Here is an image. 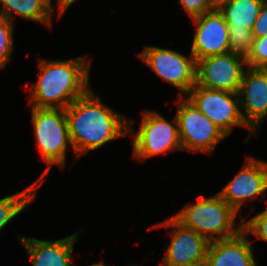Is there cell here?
<instances>
[{
  "instance_id": "9a60e30c",
  "label": "cell",
  "mask_w": 267,
  "mask_h": 266,
  "mask_svg": "<svg viewBox=\"0 0 267 266\" xmlns=\"http://www.w3.org/2000/svg\"><path fill=\"white\" fill-rule=\"evenodd\" d=\"M247 236L242 230L232 238L210 242L204 266H257Z\"/></svg>"
},
{
  "instance_id": "7a4b0ae2",
  "label": "cell",
  "mask_w": 267,
  "mask_h": 266,
  "mask_svg": "<svg viewBox=\"0 0 267 266\" xmlns=\"http://www.w3.org/2000/svg\"><path fill=\"white\" fill-rule=\"evenodd\" d=\"M77 57L69 60L40 59L39 75L30 85V106L35 108L66 109L90 89L91 60Z\"/></svg>"
},
{
  "instance_id": "d6986e66",
  "label": "cell",
  "mask_w": 267,
  "mask_h": 266,
  "mask_svg": "<svg viewBox=\"0 0 267 266\" xmlns=\"http://www.w3.org/2000/svg\"><path fill=\"white\" fill-rule=\"evenodd\" d=\"M230 52L246 57L253 43V32L250 29L228 26Z\"/></svg>"
},
{
  "instance_id": "d4e9b609",
  "label": "cell",
  "mask_w": 267,
  "mask_h": 266,
  "mask_svg": "<svg viewBox=\"0 0 267 266\" xmlns=\"http://www.w3.org/2000/svg\"><path fill=\"white\" fill-rule=\"evenodd\" d=\"M58 7V18L60 19L63 13L67 10L69 6H71L76 0H56Z\"/></svg>"
},
{
  "instance_id": "6da1fadb",
  "label": "cell",
  "mask_w": 267,
  "mask_h": 266,
  "mask_svg": "<svg viewBox=\"0 0 267 266\" xmlns=\"http://www.w3.org/2000/svg\"><path fill=\"white\" fill-rule=\"evenodd\" d=\"M69 136L76 160L83 154L133 132V121L101 102L90 89L66 109Z\"/></svg>"
},
{
  "instance_id": "44dd1931",
  "label": "cell",
  "mask_w": 267,
  "mask_h": 266,
  "mask_svg": "<svg viewBox=\"0 0 267 266\" xmlns=\"http://www.w3.org/2000/svg\"><path fill=\"white\" fill-rule=\"evenodd\" d=\"M245 60L247 67L267 69V36L253 39L251 49Z\"/></svg>"
},
{
  "instance_id": "8fae6325",
  "label": "cell",
  "mask_w": 267,
  "mask_h": 266,
  "mask_svg": "<svg viewBox=\"0 0 267 266\" xmlns=\"http://www.w3.org/2000/svg\"><path fill=\"white\" fill-rule=\"evenodd\" d=\"M239 173L218 194L237 212L243 203L267 191V161L246 157Z\"/></svg>"
},
{
  "instance_id": "603a6c76",
  "label": "cell",
  "mask_w": 267,
  "mask_h": 266,
  "mask_svg": "<svg viewBox=\"0 0 267 266\" xmlns=\"http://www.w3.org/2000/svg\"><path fill=\"white\" fill-rule=\"evenodd\" d=\"M190 19L201 16L215 8L213 0H178Z\"/></svg>"
},
{
  "instance_id": "4316f807",
  "label": "cell",
  "mask_w": 267,
  "mask_h": 266,
  "mask_svg": "<svg viewBox=\"0 0 267 266\" xmlns=\"http://www.w3.org/2000/svg\"><path fill=\"white\" fill-rule=\"evenodd\" d=\"M89 266H107L106 264H104V262H97V263H93L92 265Z\"/></svg>"
},
{
  "instance_id": "277c9868",
  "label": "cell",
  "mask_w": 267,
  "mask_h": 266,
  "mask_svg": "<svg viewBox=\"0 0 267 266\" xmlns=\"http://www.w3.org/2000/svg\"><path fill=\"white\" fill-rule=\"evenodd\" d=\"M34 138L47 166L37 182L42 186L53 165L64 169L68 144L73 150L69 136L65 109L31 107Z\"/></svg>"
},
{
  "instance_id": "ba28073f",
  "label": "cell",
  "mask_w": 267,
  "mask_h": 266,
  "mask_svg": "<svg viewBox=\"0 0 267 266\" xmlns=\"http://www.w3.org/2000/svg\"><path fill=\"white\" fill-rule=\"evenodd\" d=\"M190 56V57H189ZM177 51L157 46H145L139 58L161 79L178 89V97L187 96L196 85L197 61Z\"/></svg>"
},
{
  "instance_id": "3957f363",
  "label": "cell",
  "mask_w": 267,
  "mask_h": 266,
  "mask_svg": "<svg viewBox=\"0 0 267 266\" xmlns=\"http://www.w3.org/2000/svg\"><path fill=\"white\" fill-rule=\"evenodd\" d=\"M197 199V202L191 206L187 204L173 215L184 227L201 234L210 242L232 238L243 230V217L235 227L238 214L218 193L213 197L200 196Z\"/></svg>"
},
{
  "instance_id": "484cf974",
  "label": "cell",
  "mask_w": 267,
  "mask_h": 266,
  "mask_svg": "<svg viewBox=\"0 0 267 266\" xmlns=\"http://www.w3.org/2000/svg\"><path fill=\"white\" fill-rule=\"evenodd\" d=\"M227 1H230V0H213V3H214L215 8H216L218 5H220L224 2H227Z\"/></svg>"
},
{
  "instance_id": "ffe728a7",
  "label": "cell",
  "mask_w": 267,
  "mask_h": 266,
  "mask_svg": "<svg viewBox=\"0 0 267 266\" xmlns=\"http://www.w3.org/2000/svg\"><path fill=\"white\" fill-rule=\"evenodd\" d=\"M14 25L4 17H0V69L4 68L11 60L13 49Z\"/></svg>"
},
{
  "instance_id": "30bf717a",
  "label": "cell",
  "mask_w": 267,
  "mask_h": 266,
  "mask_svg": "<svg viewBox=\"0 0 267 266\" xmlns=\"http://www.w3.org/2000/svg\"><path fill=\"white\" fill-rule=\"evenodd\" d=\"M170 227L171 241L162 266H204L210 241L192 229L184 227L173 216L153 225V228Z\"/></svg>"
},
{
  "instance_id": "5bb4252c",
  "label": "cell",
  "mask_w": 267,
  "mask_h": 266,
  "mask_svg": "<svg viewBox=\"0 0 267 266\" xmlns=\"http://www.w3.org/2000/svg\"><path fill=\"white\" fill-rule=\"evenodd\" d=\"M33 266H71L72 252L80 233L62 239L46 241L17 235Z\"/></svg>"
},
{
  "instance_id": "9c48e42d",
  "label": "cell",
  "mask_w": 267,
  "mask_h": 266,
  "mask_svg": "<svg viewBox=\"0 0 267 266\" xmlns=\"http://www.w3.org/2000/svg\"><path fill=\"white\" fill-rule=\"evenodd\" d=\"M246 68L245 57L232 52L198 59L196 85L238 93Z\"/></svg>"
},
{
  "instance_id": "ac0fdd59",
  "label": "cell",
  "mask_w": 267,
  "mask_h": 266,
  "mask_svg": "<svg viewBox=\"0 0 267 266\" xmlns=\"http://www.w3.org/2000/svg\"><path fill=\"white\" fill-rule=\"evenodd\" d=\"M40 187L35 181L16 194L0 199V231L35 200Z\"/></svg>"
},
{
  "instance_id": "e0dca14e",
  "label": "cell",
  "mask_w": 267,
  "mask_h": 266,
  "mask_svg": "<svg viewBox=\"0 0 267 266\" xmlns=\"http://www.w3.org/2000/svg\"><path fill=\"white\" fill-rule=\"evenodd\" d=\"M266 0H230L216 8L222 14L228 26L252 30L258 18L261 6Z\"/></svg>"
},
{
  "instance_id": "2e32d148",
  "label": "cell",
  "mask_w": 267,
  "mask_h": 266,
  "mask_svg": "<svg viewBox=\"0 0 267 266\" xmlns=\"http://www.w3.org/2000/svg\"><path fill=\"white\" fill-rule=\"evenodd\" d=\"M51 0H0V17L13 23V12L23 19L52 26L53 9Z\"/></svg>"
},
{
  "instance_id": "52a82bcc",
  "label": "cell",
  "mask_w": 267,
  "mask_h": 266,
  "mask_svg": "<svg viewBox=\"0 0 267 266\" xmlns=\"http://www.w3.org/2000/svg\"><path fill=\"white\" fill-rule=\"evenodd\" d=\"M178 98L175 116L182 149L211 154L227 136L186 97Z\"/></svg>"
},
{
  "instance_id": "7c38bea8",
  "label": "cell",
  "mask_w": 267,
  "mask_h": 266,
  "mask_svg": "<svg viewBox=\"0 0 267 266\" xmlns=\"http://www.w3.org/2000/svg\"><path fill=\"white\" fill-rule=\"evenodd\" d=\"M191 20L196 30L190 53L196 61L230 52L228 24L217 8Z\"/></svg>"
},
{
  "instance_id": "4fadbf2b",
  "label": "cell",
  "mask_w": 267,
  "mask_h": 266,
  "mask_svg": "<svg viewBox=\"0 0 267 266\" xmlns=\"http://www.w3.org/2000/svg\"><path fill=\"white\" fill-rule=\"evenodd\" d=\"M238 97L242 118L254 132L261 131L267 116V69L247 67L239 87ZM243 99V100H242Z\"/></svg>"
},
{
  "instance_id": "7402d4cb",
  "label": "cell",
  "mask_w": 267,
  "mask_h": 266,
  "mask_svg": "<svg viewBox=\"0 0 267 266\" xmlns=\"http://www.w3.org/2000/svg\"><path fill=\"white\" fill-rule=\"evenodd\" d=\"M265 207L263 211L254 215L248 221L243 218V231L249 236L253 235L257 239L267 242V206Z\"/></svg>"
},
{
  "instance_id": "5b68a950",
  "label": "cell",
  "mask_w": 267,
  "mask_h": 266,
  "mask_svg": "<svg viewBox=\"0 0 267 266\" xmlns=\"http://www.w3.org/2000/svg\"><path fill=\"white\" fill-rule=\"evenodd\" d=\"M172 122L157 111H143L139 130L132 140V156L143 161L170 151L183 150L176 116Z\"/></svg>"
},
{
  "instance_id": "8992f818",
  "label": "cell",
  "mask_w": 267,
  "mask_h": 266,
  "mask_svg": "<svg viewBox=\"0 0 267 266\" xmlns=\"http://www.w3.org/2000/svg\"><path fill=\"white\" fill-rule=\"evenodd\" d=\"M187 95H189L187 99L226 136L233 131L234 126L247 127L248 135L244 140L245 143L254 134L242 118L238 93L207 89L195 85Z\"/></svg>"
},
{
  "instance_id": "cb8c5ba5",
  "label": "cell",
  "mask_w": 267,
  "mask_h": 266,
  "mask_svg": "<svg viewBox=\"0 0 267 266\" xmlns=\"http://www.w3.org/2000/svg\"><path fill=\"white\" fill-rule=\"evenodd\" d=\"M252 32L254 38L267 36V0L261 6L258 18L253 25Z\"/></svg>"
}]
</instances>
